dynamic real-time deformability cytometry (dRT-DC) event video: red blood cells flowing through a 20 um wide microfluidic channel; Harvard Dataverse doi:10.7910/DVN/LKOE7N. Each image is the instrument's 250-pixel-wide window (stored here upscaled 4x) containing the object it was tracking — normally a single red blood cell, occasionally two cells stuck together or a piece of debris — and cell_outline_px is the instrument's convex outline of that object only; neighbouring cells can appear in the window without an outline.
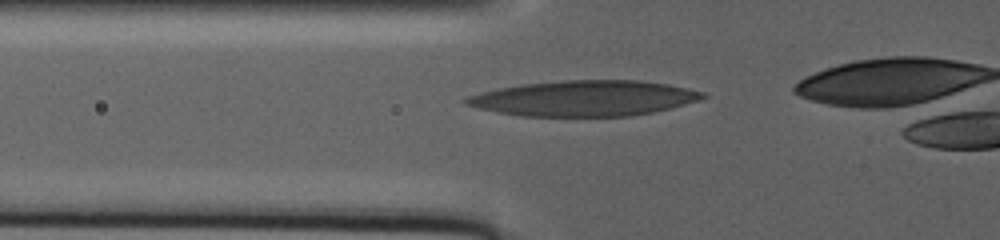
{"species": "human", "species_latin": "Homo sapiens", "temperature_condition": "warm", "stored_images_in_passage": 67, "camera_frame_rate_fps": 3000, "um_per_image_px": 0.085, "donor": {"sex": "male"}, "frame": {"image": 1, "passage_image": 37, "time_ms": 8.667, "image_size_px": [1000, 240], "cell_outline_px": [[708, 96], [700, 100], [652, 112], [628, 116], [524, 116], [496, 112], [464, 104], [460, 100], [468, 96], [500, 88], [520, 84], [564, 80], [640, 80], [668, 84], [688, 88], [704, 92]], "centroid_in_image_um": [49.66, 8.35], "position_along_channel_um": 76.1, "area_um2": 48.84}}
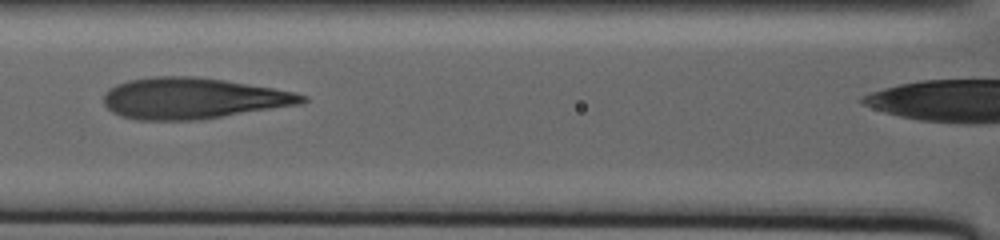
{"frame": {"image": 2, "passage_image": 61, "time_ms": 12.667, "image_size_px": [1000, 240], "cell_outline_px": [[308, 100], [304, 104], [200, 120], [136, 120], [120, 116], [112, 112], [104, 104], [104, 92], [108, 88], [116, 84], [128, 80], [152, 76], [192, 76], [224, 80], [296, 92], [308, 96]], "centroid_in_image_um": [16.41, 8.36], "position_along_channel_um": 150.2, "area_um2": 47.97}}
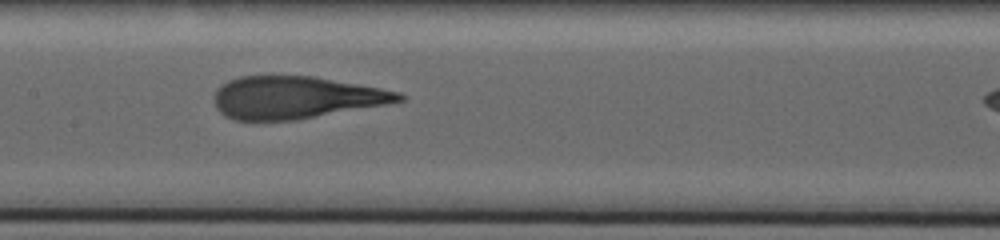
{"frame": {"image": 3, "passage_image": 66, "time_ms": 14.333, "image_size_px": [1000, 240], "cell_outline_px": [[408, 96], [404, 100], [388, 104], [296, 120], [236, 120], [224, 116], [216, 108], [212, 100], [216, 88], [220, 84], [228, 80], [240, 76], [312, 76], [380, 88], [400, 92]], "centroid_in_image_um": [25.1, 8.29], "position_along_channel_um": 182.3, "area_um2": 45.84}}